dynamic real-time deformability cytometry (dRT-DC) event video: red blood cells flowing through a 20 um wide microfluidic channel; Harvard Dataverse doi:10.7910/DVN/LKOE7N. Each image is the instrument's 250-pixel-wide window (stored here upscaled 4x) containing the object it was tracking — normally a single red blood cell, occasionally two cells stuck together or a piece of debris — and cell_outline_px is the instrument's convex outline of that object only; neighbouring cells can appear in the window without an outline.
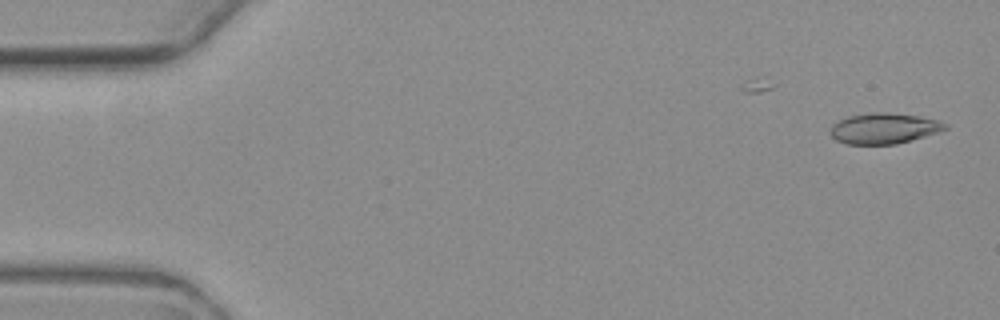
{"species": "common noctule bat (a hibernating species)", "species_latin": "Nyctalus noctula", "temperature_condition": "warm", "stored_images_in_passage": 2, "camera_frame_rate_fps": 3000, "um_per_image_px": 0.085, "animal": {"sex": "female", "body_mass_g": 19.3, "forearm_length_mm": 54.1}, "frame": {"image": 1, "passage_image": 2, "time_ms": 1.333, "image_size_px": [1000, 320], "cell_outline_px": [[948, 128], [924, 136], [896, 144], [844, 144], [836, 140], [832, 136], [832, 124], [848, 116], [872, 112], [888, 112], [916, 116], [940, 120], [948, 124]], "centroid_in_image_um": [75.14, 10.91], "position_along_channel_um": 9.9, "area_um2": 20.35}}